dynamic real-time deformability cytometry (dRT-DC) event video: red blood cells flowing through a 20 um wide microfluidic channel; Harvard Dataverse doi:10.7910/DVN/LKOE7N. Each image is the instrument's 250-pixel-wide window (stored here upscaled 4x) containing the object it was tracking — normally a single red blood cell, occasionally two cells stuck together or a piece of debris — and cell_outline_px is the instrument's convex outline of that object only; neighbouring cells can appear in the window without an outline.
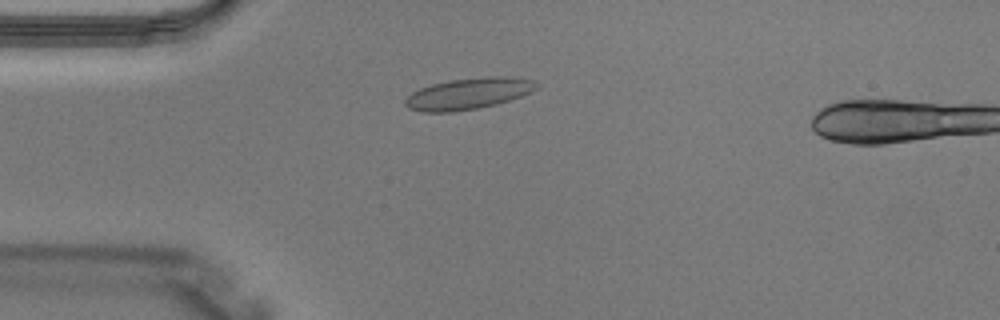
{"species": "Egyptian fruit bat (a non-hibernating species)", "species_latin": "Rousettus aegyptiacus", "temperature_condition": "warm", "stored_images_in_passage": 3, "camera_frame_rate_fps": 3000, "um_per_image_px": 0.085, "animal": {"sex": "male"}, "frame": {"image": 1, "passage_image": 3, "time_ms": 0.667, "image_size_px": [1000, 320], "cell_outline_px": [[540, 84], [532, 92], [496, 104], [476, 108], [452, 112], [420, 112], [408, 108], [404, 104], [404, 100], [412, 92], [420, 88], [432, 84], [452, 80], [488, 76], [504, 76], [532, 80]], "centroid_in_image_um": [39.79, 7.96], "position_along_channel_um": 45.2, "area_um2": 23.81}}